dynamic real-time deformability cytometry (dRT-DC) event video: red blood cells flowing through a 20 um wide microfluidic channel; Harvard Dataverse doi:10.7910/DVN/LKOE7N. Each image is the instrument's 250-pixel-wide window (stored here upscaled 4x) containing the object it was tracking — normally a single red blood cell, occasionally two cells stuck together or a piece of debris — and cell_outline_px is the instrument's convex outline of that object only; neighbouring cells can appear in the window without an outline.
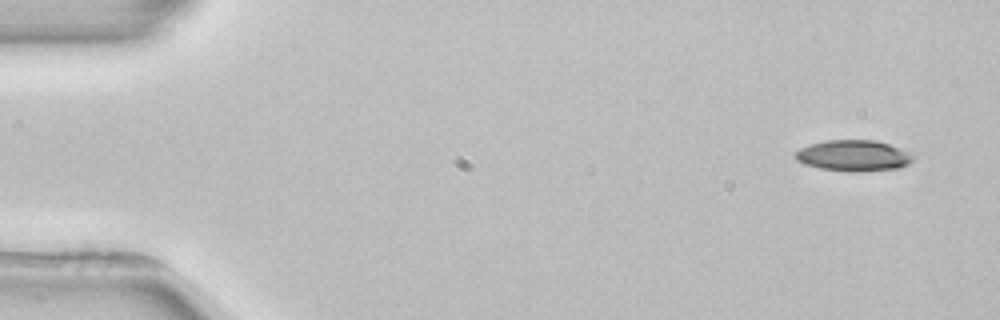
{"species": "common noctule bat (a hibernating species)", "species_latin": "Nyctalus noctula", "temperature_condition": "room temperature", "stored_images_in_passage": 3, "camera_frame_rate_fps": 3000, "um_per_image_px": 0.085, "animal": {"sex": "female", "body_mass_g": 22.7, "forearm_length_mm": 54.2}, "frame": {"image": 1, "passage_image": 1, "time_ms": 0.0, "image_size_px": [1000, 320], "cell_outline_px": [[920, 152], [908, 164], [900, 168], [860, 172], [848, 172], [820, 168], [804, 164], [796, 160], [792, 156], [800, 148], [812, 144], [828, 140], [876, 140]], "centroid_in_image_um": [72.67, 13.23], "position_along_channel_um": 12.3, "area_um2": 22.02}}